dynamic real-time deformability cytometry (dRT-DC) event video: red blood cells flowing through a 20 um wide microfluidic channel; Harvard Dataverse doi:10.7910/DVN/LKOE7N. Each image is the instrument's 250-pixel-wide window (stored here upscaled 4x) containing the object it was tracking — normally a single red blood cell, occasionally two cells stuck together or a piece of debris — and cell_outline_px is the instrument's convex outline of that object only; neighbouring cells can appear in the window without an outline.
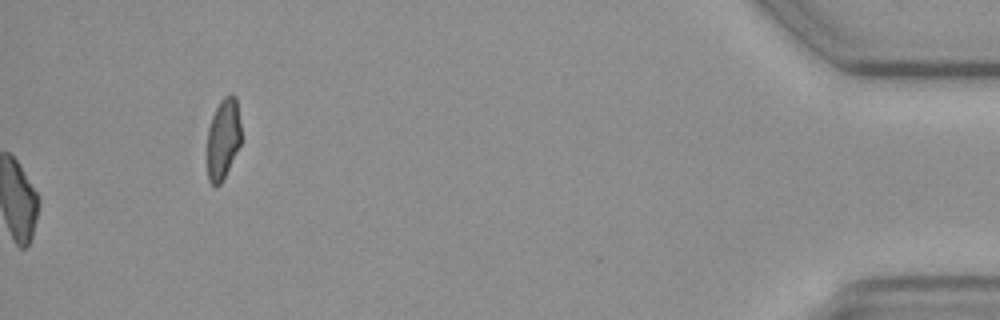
{"species": "common noctule bat (a hibernating species)", "species_latin": "Nyctalus noctula", "temperature_condition": "cold", "stored_images_in_passage": 56, "camera_frame_rate_fps": 3000, "um_per_image_px": 0.085, "animal": {"sex": "female", "body_mass_g": 19.3, "forearm_length_mm": 54.1}, "frame": {"image": 1, "passage_image": 56, "time_ms": 18.333, "image_size_px": [1000, 320], "cell_outline_px": [[240, 144], [220, 184], [216, 188], [208, 180], [208, 128], [212, 116], [220, 100], [224, 96], [232, 92], [236, 96], [240, 124]], "centroid_in_image_um": [18.96, 11.75], "position_along_channel_um": 416.2, "area_um2": 15.78}}